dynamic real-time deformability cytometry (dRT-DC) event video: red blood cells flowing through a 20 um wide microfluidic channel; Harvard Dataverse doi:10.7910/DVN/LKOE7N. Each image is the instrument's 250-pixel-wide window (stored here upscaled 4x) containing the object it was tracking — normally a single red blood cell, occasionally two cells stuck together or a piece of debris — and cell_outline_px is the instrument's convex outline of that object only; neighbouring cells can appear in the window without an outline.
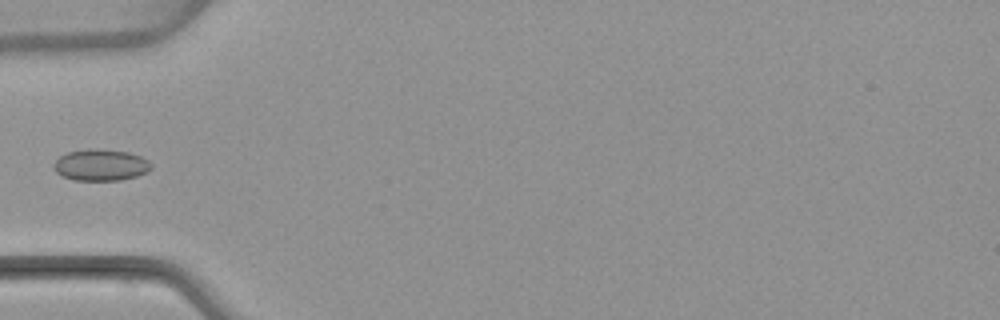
{"species": "common noctule bat (a hibernating species)", "species_latin": "Nyctalus noctula", "temperature_condition": "warm", "stored_images_in_passage": 5, "camera_frame_rate_fps": 3000, "um_per_image_px": 0.085, "animal": {"sex": "female", "body_mass_g": 22.7, "forearm_length_mm": 54.2}, "frame": {"image": 1, "passage_image": 5, "time_ms": 4.667, "image_size_px": [1000, 320], "cell_outline_px": [[152, 168], [136, 176], [120, 180], [72, 180], [56, 172], [52, 164], [60, 156], [68, 152], [88, 148], [92, 148], [128, 152], [140, 156], [148, 160], [152, 164]], "centroid_in_image_um": [8.55, 14.02], "position_along_channel_um": 76.5, "area_um2": 17.8}}